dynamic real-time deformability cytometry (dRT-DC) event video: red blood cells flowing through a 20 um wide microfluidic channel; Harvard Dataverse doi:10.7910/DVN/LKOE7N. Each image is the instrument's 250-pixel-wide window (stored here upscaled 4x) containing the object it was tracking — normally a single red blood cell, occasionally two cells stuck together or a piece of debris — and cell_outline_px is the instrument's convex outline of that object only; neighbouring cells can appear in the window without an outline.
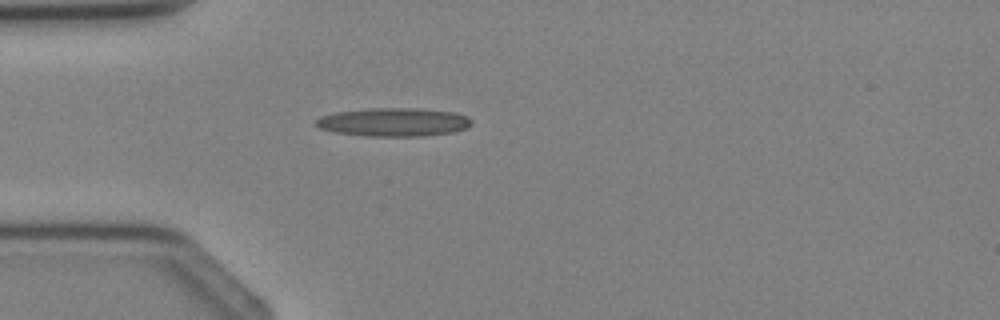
{"species": "Egyptian fruit bat (a non-hibernating species)", "species_latin": "Rousettus aegyptiacus", "temperature_condition": "cold", "stored_images_in_passage": 4, "camera_frame_rate_fps": 3000, "um_per_image_px": 0.085, "animal": {"sex": "female"}, "frame": {"image": 1, "passage_image": 4, "time_ms": 3.333, "image_size_px": [1000, 320], "cell_outline_px": [[472, 124], [468, 128], [452, 132], [424, 136], [368, 136], [332, 132], [320, 128], [316, 124], [316, 120], [320, 116], [336, 112], [368, 108], [416, 108], [456, 112], [468, 116], [472, 120]], "centroid_in_image_um": [33.49, 10.37], "position_along_channel_um": 51.5, "area_um2": 26.01}}